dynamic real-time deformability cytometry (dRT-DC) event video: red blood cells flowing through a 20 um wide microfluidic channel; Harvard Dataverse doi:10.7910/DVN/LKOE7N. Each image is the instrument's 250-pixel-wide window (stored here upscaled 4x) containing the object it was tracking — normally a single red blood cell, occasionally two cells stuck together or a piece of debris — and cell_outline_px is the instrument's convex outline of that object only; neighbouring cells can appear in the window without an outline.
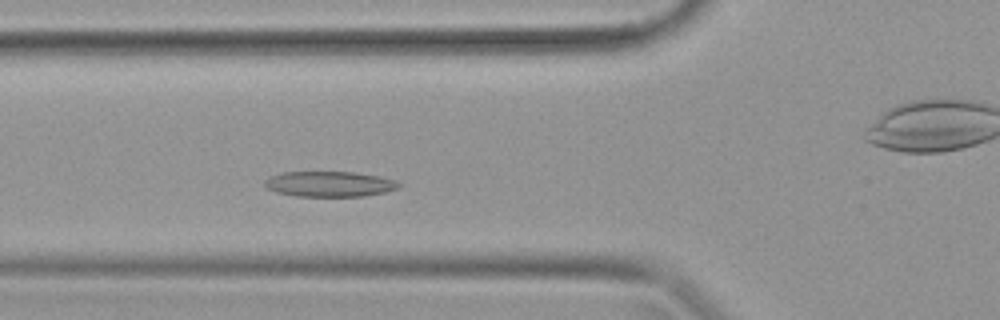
{"species": "common noctule bat (a hibernating species)", "species_latin": "Nyctalus noctula", "temperature_condition": "warm", "stored_images_in_passage": 35, "camera_frame_rate_fps": 3000, "um_per_image_px": 0.085, "animal": {"sex": "female", "body_mass_g": 19.9}, "frame": {"image": 1, "passage_image": 9, "time_ms": 2.667, "image_size_px": [1000, 320], "cell_outline_px": [[400, 188], [384, 192], [364, 196], [296, 196], [276, 192], [268, 188], [264, 184], [264, 180], [272, 176], [284, 172], [356, 172], [380, 176], [396, 180], [400, 184]], "centroid_in_image_um": [28.04, 15.64], "position_along_channel_um": 97.8, "area_um2": 19.83}}
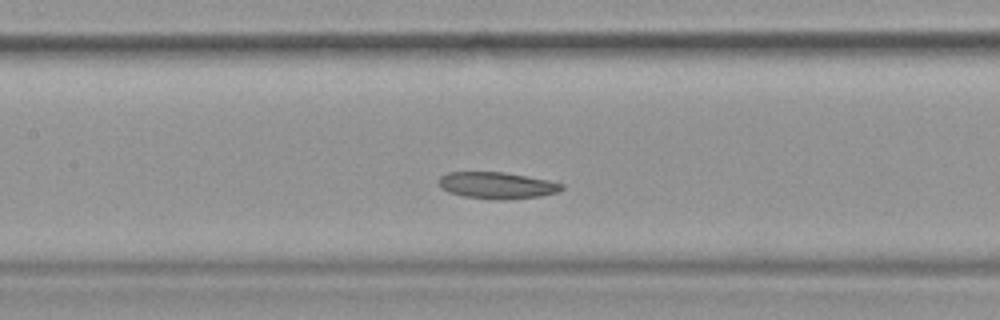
{"frame": {"image": 2, "passage_image": 13, "time_ms": 4.0, "image_size_px": [1000, 320], "cell_outline_px": [[564, 188], [556, 192], [540, 196], [464, 196], [448, 192], [440, 188], [440, 176], [448, 172], [504, 172], [548, 180], [564, 184]], "centroid_in_image_um": [42.21, 15.69], "position_along_channel_um": 165.2, "area_um2": 17.8}}
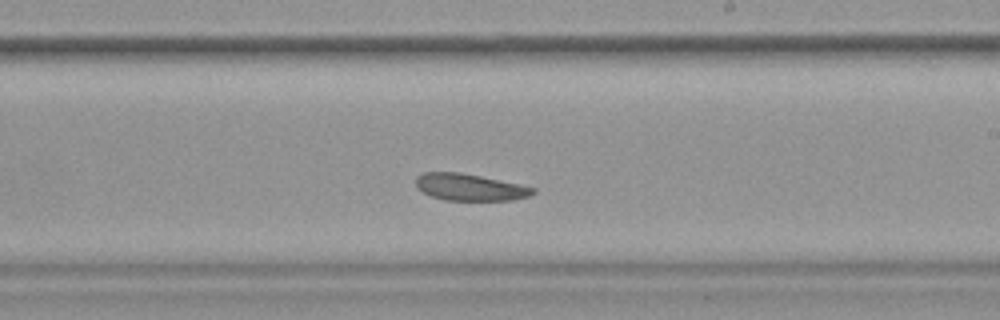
{"frame": {"image": 3, "passage_image": 18, "time_ms": 5.667, "image_size_px": [1000, 320], "cell_outline_px": [[536, 192], [528, 196], [512, 200], [444, 200], [432, 196], [416, 188], [416, 176], [424, 172], [460, 172], [520, 184], [536, 188]], "centroid_in_image_um": [39.93, 15.91], "position_along_channel_um": 249.1, "area_um2": 18.26}}